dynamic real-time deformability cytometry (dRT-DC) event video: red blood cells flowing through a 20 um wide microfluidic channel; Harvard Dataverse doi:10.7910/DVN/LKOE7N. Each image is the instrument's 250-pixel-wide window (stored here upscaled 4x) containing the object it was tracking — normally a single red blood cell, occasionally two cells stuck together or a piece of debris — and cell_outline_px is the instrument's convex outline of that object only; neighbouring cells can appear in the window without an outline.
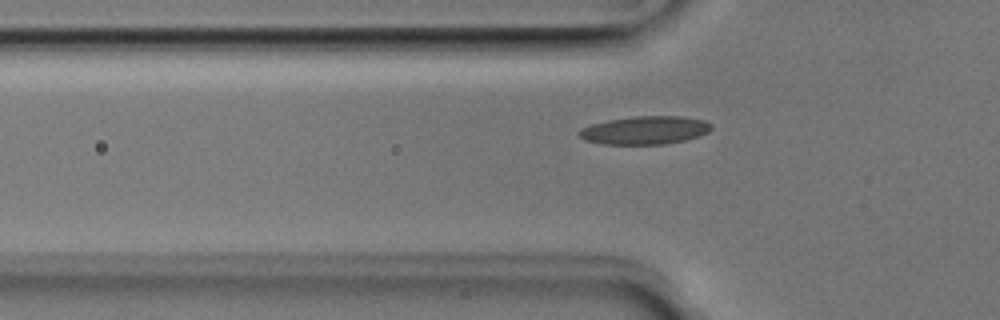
{"species": "Egyptian fruit bat (a non-hibernating species)", "species_latin": "Rousettus aegyptiacus", "temperature_condition": "room temperature", "stored_images_in_passage": 38, "camera_frame_rate_fps": 3000, "um_per_image_px": 0.085, "animal": {"sex": "male"}, "frame": {"image": 1, "passage_image": 7, "time_ms": 2.0, "image_size_px": [1000, 320], "cell_outline_px": [[712, 128], [708, 132], [684, 140], [664, 144], [604, 144], [584, 140], [576, 132], [580, 128], [592, 124], [608, 120], [632, 116], [680, 116], [704, 120], [712, 124]], "centroid_in_image_um": [54.79, 11.06], "position_along_channel_um": 71.0, "area_um2": 21.68}}
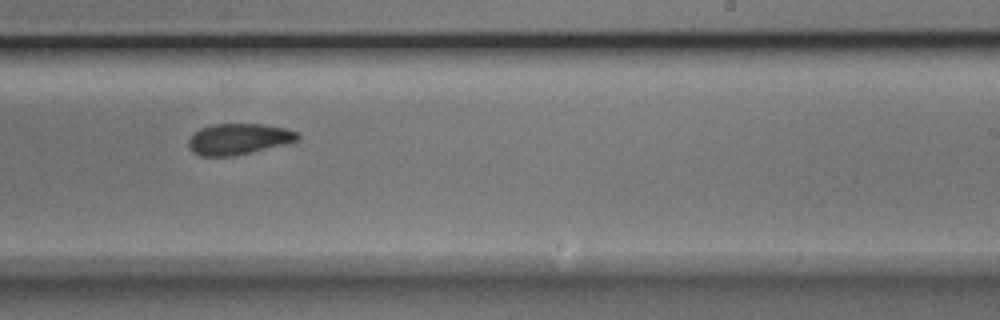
{"frame": {"image": 2, "passage_image": 22, "time_ms": 7.0, "image_size_px": [1000, 320], "cell_outline_px": [[300, 140], [232, 156], [200, 156], [192, 152], [188, 144], [188, 140], [200, 128], [212, 124], [264, 124], [284, 128], [296, 132], [300, 136]], "centroid_in_image_um": [20.26, 11.81], "position_along_channel_um": 268.7, "area_um2": 19.48}}
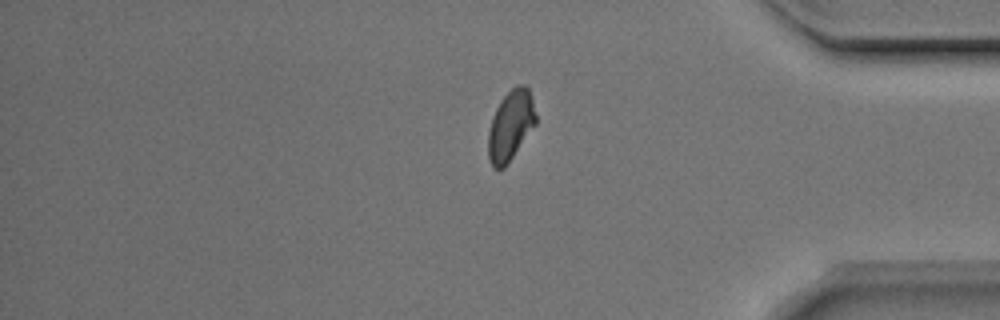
{"frame": {"image": 3, "passage_image": 33, "time_ms": 10.667, "image_size_px": [1000, 320], "cell_outline_px": [[536, 124], [504, 168], [492, 168], [488, 160], [488, 132], [492, 116], [500, 100], [516, 84], [524, 84], [528, 88], [532, 96], [536, 116]], "centroid_in_image_um": [43.39, 10.65], "position_along_channel_um": 391.8, "area_um2": 19.54}, "authors_computed_cell_mechanics": {"area_um2": 20.1144, "velocity_mm_per_s": 3.9545, "shape_relaxation_time_tau1_ms": 4.1268, "shape_relaxation_time_tau2_ms": 3.9672, "deformation_change_tau1": 0.1093, "deformation_change_tau2": 0.0858}}